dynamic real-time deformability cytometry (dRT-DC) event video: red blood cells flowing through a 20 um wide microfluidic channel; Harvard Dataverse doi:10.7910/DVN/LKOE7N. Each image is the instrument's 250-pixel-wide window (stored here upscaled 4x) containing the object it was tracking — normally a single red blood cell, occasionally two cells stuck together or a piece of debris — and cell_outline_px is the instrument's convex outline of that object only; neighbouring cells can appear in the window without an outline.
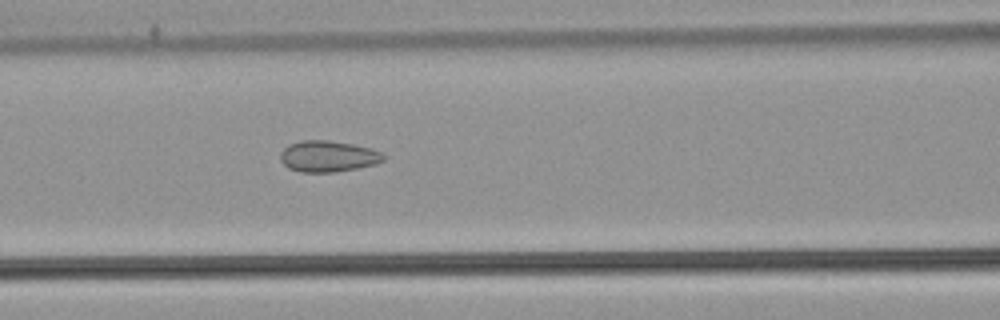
{"species": "common noctule bat (a hibernating species)", "species_latin": "Nyctalus noctula", "temperature_condition": "warm", "stored_images_in_passage": 12, "camera_frame_rate_fps": 3000, "um_per_image_px": 0.085, "animal": {"sex": "male", "body_mass_g": 21.5, "forearm_length_mm": 52.0}, "frame": {"image": 1, "passage_image": 12, "time_ms": 3.667, "image_size_px": [1000, 320], "cell_outline_px": [[388, 156], [384, 160], [376, 164], [336, 172], [300, 172], [288, 168], [280, 160], [280, 152], [288, 144], [300, 140], [328, 140], [352, 144], [372, 148]], "centroid_in_image_um": [27.88, 13.28], "position_along_channel_um": 138.7, "area_um2": 18.96}}